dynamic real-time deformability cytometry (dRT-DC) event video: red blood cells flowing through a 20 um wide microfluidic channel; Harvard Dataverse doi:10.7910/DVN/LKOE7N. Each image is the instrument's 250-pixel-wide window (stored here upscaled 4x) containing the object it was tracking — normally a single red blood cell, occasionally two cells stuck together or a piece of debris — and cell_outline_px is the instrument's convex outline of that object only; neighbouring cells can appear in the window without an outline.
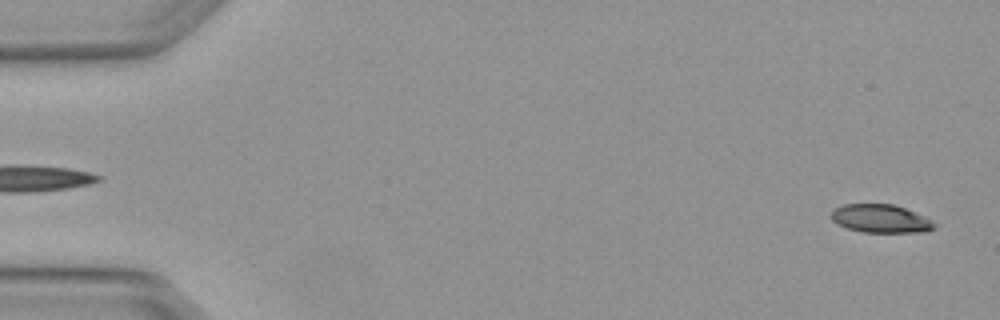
{"species": "Egyptian fruit bat (a non-hibernating species)", "species_latin": "Rousettus aegyptiacus", "temperature_condition": "warm", "stored_images_in_passage": 4, "camera_frame_rate_fps": 3000, "um_per_image_px": 0.085, "animal": {"sex": "female"}, "frame": {"image": 1, "passage_image": 4, "time_ms": 1.0, "image_size_px": [1000, 320], "cell_outline_px": [[936, 228], [928, 232], [864, 232], [848, 228], [836, 224], [832, 220], [832, 212], [836, 208], [844, 204], [892, 204], [904, 208], [924, 216], [932, 220], [936, 224]], "centroid_in_image_um": [74.89, 18.59], "position_along_channel_um": 10.1, "area_um2": 16.94}}